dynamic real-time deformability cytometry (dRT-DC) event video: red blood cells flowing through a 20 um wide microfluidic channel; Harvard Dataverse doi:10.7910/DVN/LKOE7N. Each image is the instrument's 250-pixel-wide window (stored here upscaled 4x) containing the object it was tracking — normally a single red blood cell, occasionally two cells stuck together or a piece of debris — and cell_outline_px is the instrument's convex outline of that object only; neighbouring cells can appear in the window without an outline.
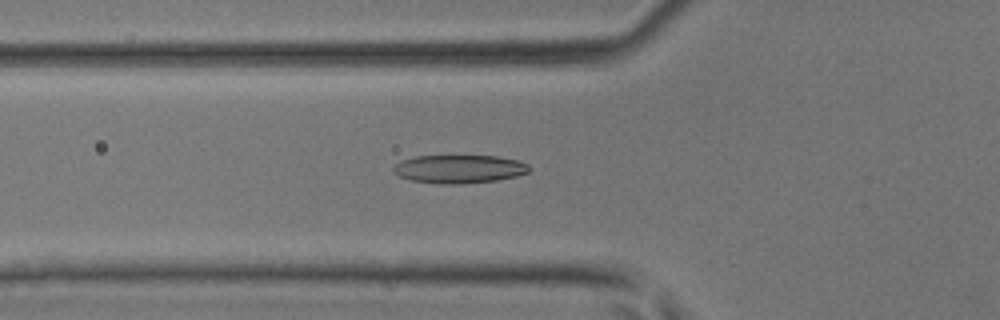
{"species": "common noctule bat (a hibernating species)", "species_latin": "Nyctalus noctula", "temperature_condition": "room temperature", "stored_images_in_passage": 46, "camera_frame_rate_fps": 3000, "um_per_image_px": 0.085, "animal": {"sex": "male", "body_mass_g": 17.9, "forearm_length_mm": 54.2}, "frame": {"image": 1, "passage_image": 17, "time_ms": 5.333, "image_size_px": [1000, 320], "cell_outline_px": [[532, 168], [528, 172], [516, 176], [496, 180], [460, 184], [436, 184], [412, 180], [400, 176], [392, 172], [392, 164], [400, 160], [416, 156], [496, 156], [516, 160], [528, 164]], "centroid_in_image_um": [38.98, 14.36], "position_along_channel_um": 86.8, "area_um2": 22.54}}
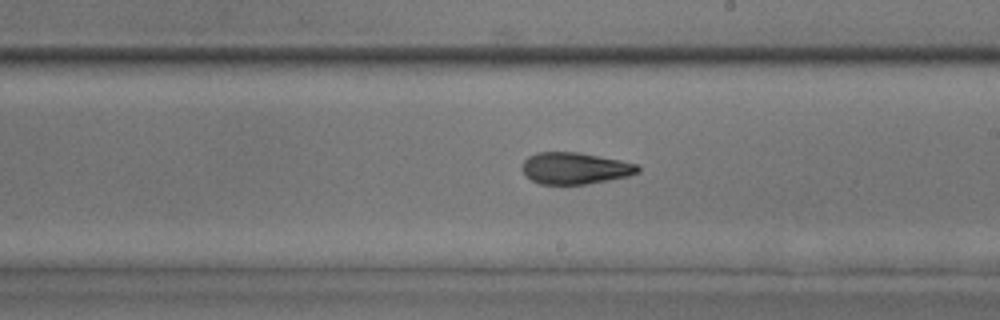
{"frame": {"image": 2, "passage_image": 27, "time_ms": 8.667, "image_size_px": [1000, 320], "cell_outline_px": [[640, 172], [628, 176], [584, 184], [540, 184], [524, 176], [520, 168], [524, 160], [528, 156], [536, 152], [580, 152], [620, 160], [636, 164], [640, 168]], "centroid_in_image_um": [48.82, 14.29], "position_along_channel_um": 240.2, "area_um2": 21.44}}
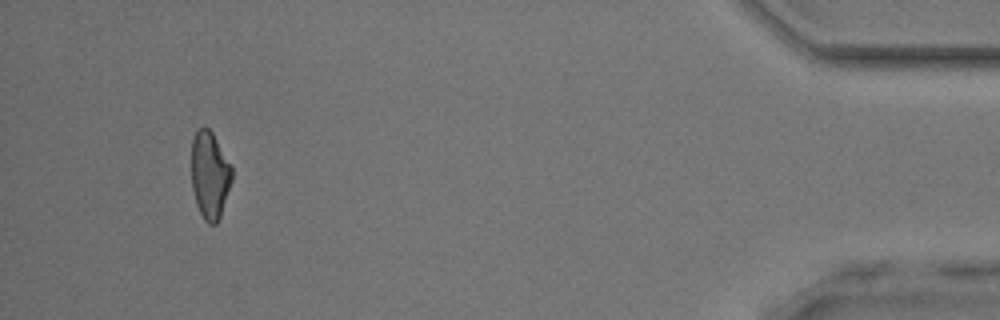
{"frame": {"image": 3, "passage_image": 43, "time_ms": 14.0, "image_size_px": [1000, 320], "cell_outline_px": [[232, 180], [220, 216], [216, 224], [208, 224], [204, 220], [196, 204], [192, 188], [192, 140], [196, 128], [208, 128], [212, 132], [232, 168]], "centroid_in_image_um": [17.82, 14.89], "position_along_channel_um": 417.4, "area_um2": 20.4}}